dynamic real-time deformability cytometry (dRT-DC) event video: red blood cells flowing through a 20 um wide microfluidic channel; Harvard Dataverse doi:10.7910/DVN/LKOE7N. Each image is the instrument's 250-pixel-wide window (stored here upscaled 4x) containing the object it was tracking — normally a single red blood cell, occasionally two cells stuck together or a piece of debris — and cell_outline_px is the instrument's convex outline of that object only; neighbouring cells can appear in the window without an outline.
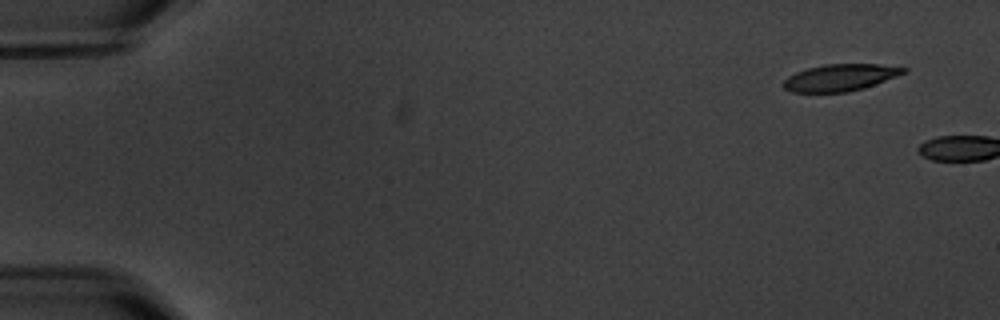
{"species": "common noctule bat (a hibernating species)", "species_latin": "Nyctalus noctula", "temperature_condition": "warm", "stored_images_in_passage": 6, "camera_frame_rate_fps": 3000, "um_per_image_px": 0.085, "animal": {"sex": "male", "body_mass_g": 20.1, "forearm_length_mm": 53.5}, "frame": {"image": 1, "passage_image": 1, "time_ms": 0.0, "image_size_px": [1000, 320], "cell_outline_px": [[908, 72], [864, 88], [848, 92], [792, 92], [784, 88], [784, 80], [788, 76], [796, 72], [808, 68], [824, 64], [880, 64], [908, 68]], "centroid_in_image_um": [71.45, 6.59], "position_along_channel_um": 13.6, "area_um2": 18.79}}
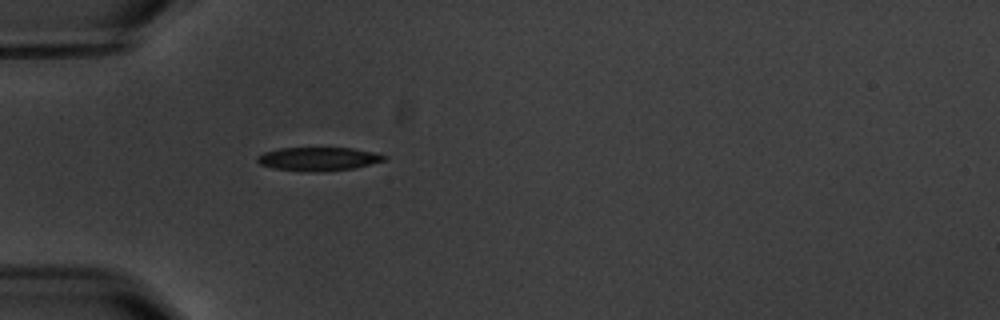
{"frame": {"image": 2, "passage_image": 6, "time_ms": 6.667, "image_size_px": [1000, 320], "cell_outline_px": [[388, 156], [384, 160], [352, 168], [324, 172], [308, 172], [272, 168], [260, 164], [256, 160], [256, 156], [264, 152], [280, 148], [352, 148], [372, 152]], "centroid_in_image_um": [27.0, 13.51], "position_along_channel_um": 58.0, "area_um2": 17.34}}